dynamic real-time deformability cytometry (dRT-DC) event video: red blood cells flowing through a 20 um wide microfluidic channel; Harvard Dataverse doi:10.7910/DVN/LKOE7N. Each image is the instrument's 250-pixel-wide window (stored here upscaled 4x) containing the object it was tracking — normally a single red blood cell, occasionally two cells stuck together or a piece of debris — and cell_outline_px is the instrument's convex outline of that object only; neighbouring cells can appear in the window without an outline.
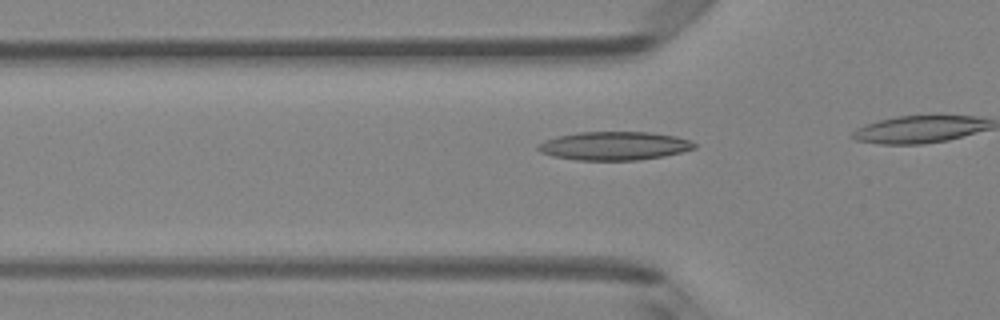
{"species": "Egyptian fruit bat (a non-hibernating species)", "species_latin": "Rousettus aegyptiacus", "temperature_condition": "room temperature", "stored_images_in_passage": 15, "camera_frame_rate_fps": 3000, "um_per_image_px": 0.085, "animal": {"sex": "female"}, "frame": {"image": 1, "passage_image": 7, "time_ms": 2.0, "image_size_px": [1000, 320], "cell_outline_px": [[696, 148], [664, 156], [636, 160], [576, 160], [552, 156], [540, 152], [536, 148], [536, 144], [544, 140], [556, 136], [580, 132], [648, 132], [676, 136], [692, 140], [696, 144]], "centroid_in_image_um": [52.18, 12.39], "position_along_channel_um": 73.6, "area_um2": 26.13}}
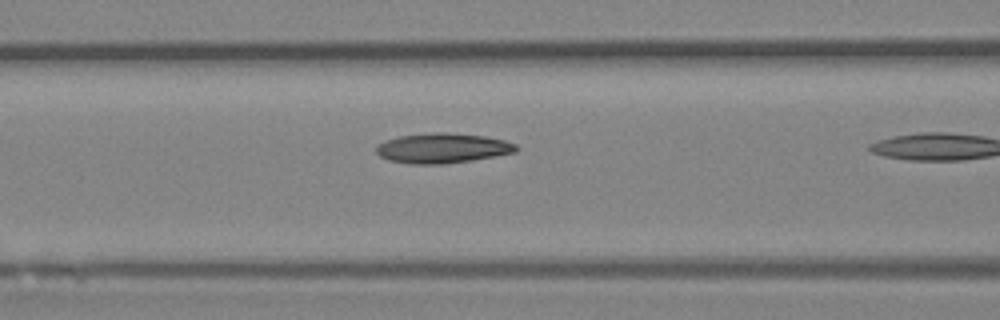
{"frame": {"image": 2, "passage_image": 11, "time_ms": 3.333, "image_size_px": [1000, 320], "cell_outline_px": [[520, 148], [516, 152], [496, 156], [472, 160], [444, 164], [408, 164], [388, 160], [380, 156], [376, 152], [376, 148], [384, 140], [400, 136], [436, 132], [440, 132], [484, 136], [504, 140], [516, 144]], "centroid_in_image_um": [37.62, 12.6], "position_along_channel_um": 129.0, "area_um2": 24.39}}